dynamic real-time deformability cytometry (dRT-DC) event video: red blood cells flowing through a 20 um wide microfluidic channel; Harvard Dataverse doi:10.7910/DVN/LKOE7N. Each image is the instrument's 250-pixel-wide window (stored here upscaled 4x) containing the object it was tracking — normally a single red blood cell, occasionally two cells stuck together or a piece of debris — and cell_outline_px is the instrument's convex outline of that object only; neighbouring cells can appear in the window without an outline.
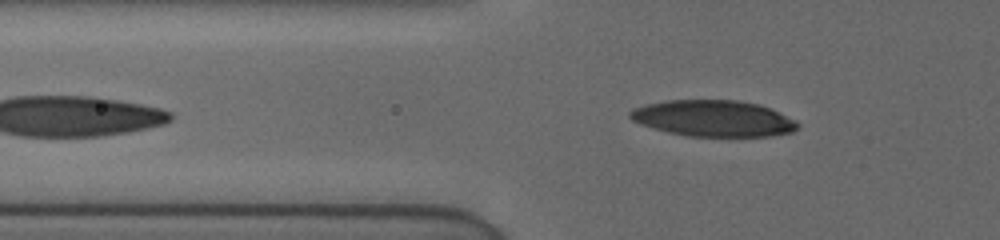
{"species": "human", "species_latin": "Homo sapiens", "temperature_condition": "cold", "stored_images_in_passage": 10, "camera_frame_rate_fps": 3000, "um_per_image_px": 0.085, "donor": {"sex": "female"}, "frame": {"image": 1, "passage_image": 4, "time_ms": 0.667, "image_size_px": [1000, 240], "cell_outline_px": [[800, 124], [792, 132], [772, 136], [688, 136], [668, 132], [652, 128], [640, 124], [632, 120], [628, 116], [628, 112], [632, 108], [648, 104], [668, 100], [736, 100], [756, 104], [768, 108], [796, 120]], "centroid_in_image_um": [60.6, 10.07], "position_along_channel_um": 65.2, "area_um2": 35.26}}
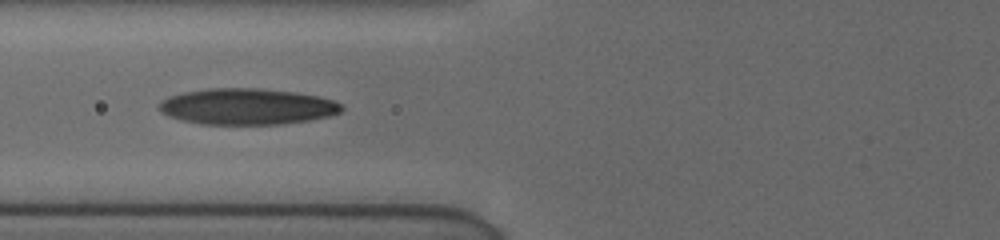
{"frame": {"image": 2, "passage_image": 9, "time_ms": 2.0, "image_size_px": [1000, 240], "cell_outline_px": [[344, 108], [340, 112], [328, 116], [308, 120], [280, 124], [200, 124], [184, 120], [172, 116], [164, 112], [160, 108], [160, 100], [168, 96], [184, 92], [208, 88], [256, 88], [292, 92], [316, 96], [332, 100], [340, 104]], "centroid_in_image_um": [20.99, 9.05], "position_along_channel_um": 104.8, "area_um2": 37.92}}